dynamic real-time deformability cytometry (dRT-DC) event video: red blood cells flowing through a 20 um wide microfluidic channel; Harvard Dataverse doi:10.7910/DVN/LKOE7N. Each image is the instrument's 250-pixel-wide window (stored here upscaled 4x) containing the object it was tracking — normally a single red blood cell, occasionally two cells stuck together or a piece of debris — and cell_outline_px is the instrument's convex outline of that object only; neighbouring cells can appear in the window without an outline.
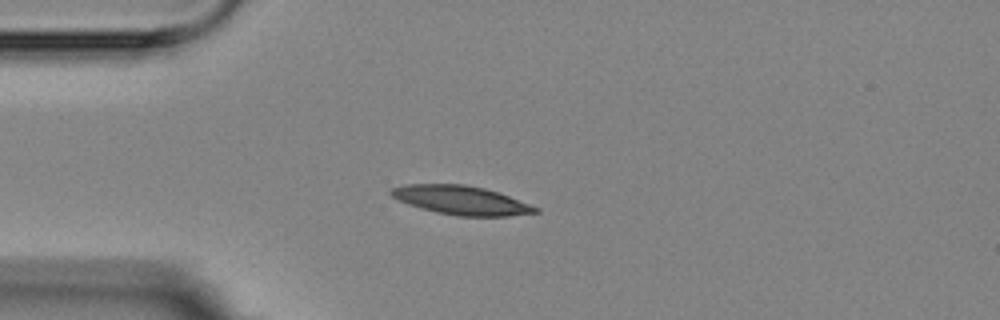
{"species": "Egyptian fruit bat (a non-hibernating species)", "species_latin": "Rousettus aegyptiacus", "temperature_condition": "room temperature", "stored_images_in_passage": 4, "camera_frame_rate_fps": 3000, "um_per_image_px": 0.085, "animal": {"sex": "female"}, "frame": {"image": 1, "passage_image": 4, "time_ms": 3.333, "image_size_px": [1000, 320], "cell_outline_px": [[540, 212], [508, 216], [456, 216], [436, 212], [420, 208], [408, 204], [392, 196], [388, 192], [392, 188], [404, 184], [464, 184], [484, 188], [500, 192], [540, 208]], "centroid_in_image_um": [39.23, 17.02], "position_along_channel_um": 45.8, "area_um2": 24.39}}